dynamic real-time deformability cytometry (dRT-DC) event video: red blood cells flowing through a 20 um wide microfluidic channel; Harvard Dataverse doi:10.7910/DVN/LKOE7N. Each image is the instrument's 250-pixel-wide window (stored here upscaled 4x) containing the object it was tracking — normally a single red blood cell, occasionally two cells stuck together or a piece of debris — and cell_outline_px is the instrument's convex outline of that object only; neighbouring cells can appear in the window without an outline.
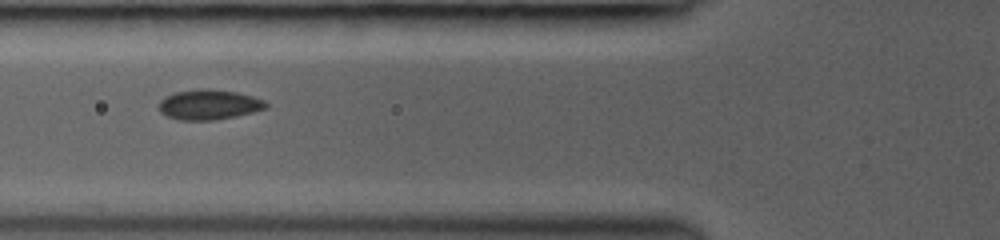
{"species": "common noctule bat (a hibernating species)", "species_latin": "Nyctalus noctula", "temperature_condition": "room temperature", "stored_images_in_passage": 48, "camera_frame_rate_fps": 3000, "um_per_image_px": 0.085, "animal": {"sex": "female", "body_mass_g": 19.0, "forearm_length_mm": 53.3}, "frame": {"image": 1, "passage_image": 4, "time_ms": 0.667, "image_size_px": [1000, 240], "cell_outline_px": [[268, 108], [236, 116], [216, 120], [180, 120], [168, 116], [160, 112], [160, 100], [164, 96], [176, 92], [200, 88], [208, 88], [236, 92], [252, 96], [264, 100], [268, 104]], "centroid_in_image_um": [17.77, 8.89], "position_along_channel_um": 108.0, "area_um2": 18.79}}
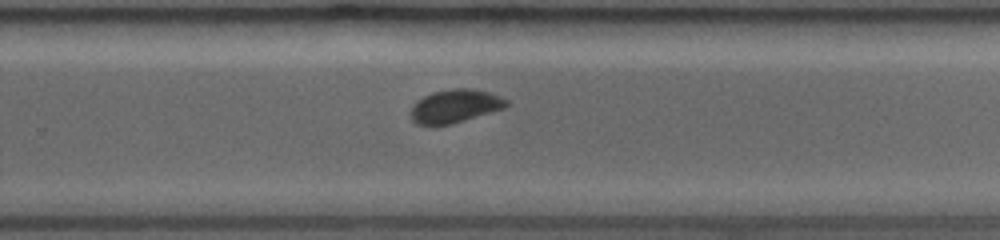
{"frame": {"image": 2, "passage_image": 24, "time_ms": 5.0, "image_size_px": [1000, 240], "cell_outline_px": [[508, 104], [504, 108], [452, 124], [416, 124], [412, 120], [412, 108], [416, 100], [432, 92], [452, 88], [464, 88], [492, 92], [508, 100]], "centroid_in_image_um": [38.7, 9.0], "position_along_channel_um": 291.1, "area_um2": 18.38}}
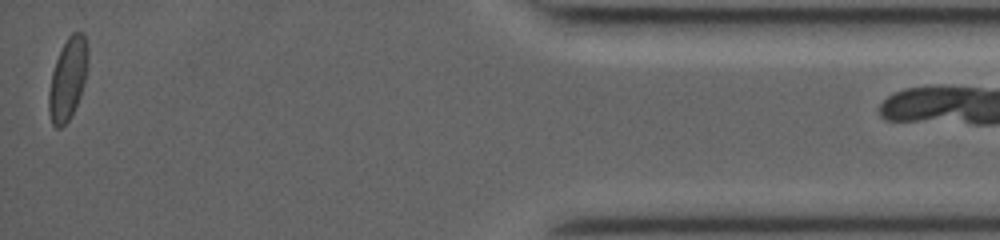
{"frame": {"image": 3, "passage_image": 45, "time_ms": 9.667, "image_size_px": [1000, 240], "cell_outline_px": [[88, 56], [84, 84], [80, 96], [68, 120], [60, 128], [56, 128], [52, 124], [48, 112], [48, 92], [52, 72], [56, 60], [68, 36], [72, 32], [84, 32], [88, 48]], "centroid_in_image_um": [5.75, 6.7], "position_along_channel_um": 429.4, "area_um2": 18.55}}